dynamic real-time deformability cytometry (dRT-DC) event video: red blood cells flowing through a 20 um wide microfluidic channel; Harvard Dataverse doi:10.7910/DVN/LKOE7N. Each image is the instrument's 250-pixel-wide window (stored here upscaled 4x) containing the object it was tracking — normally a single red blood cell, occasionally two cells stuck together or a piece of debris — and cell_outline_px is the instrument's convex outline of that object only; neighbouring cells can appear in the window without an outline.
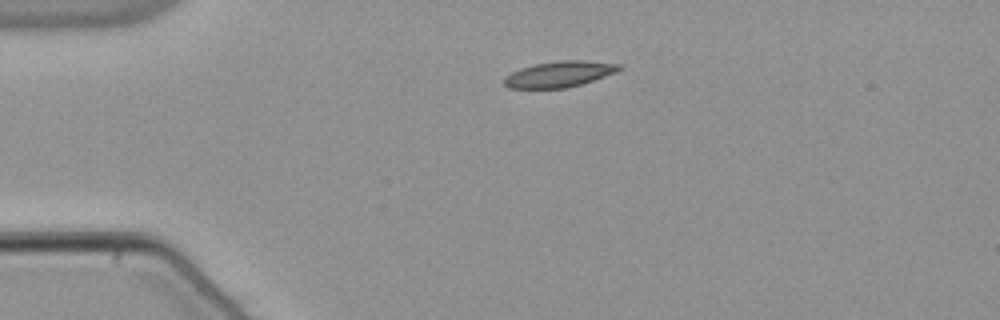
{"species": "common noctule bat (a hibernating species)", "species_latin": "Nyctalus noctula", "temperature_condition": "warm", "stored_images_in_passage": 42, "camera_frame_rate_fps": 3000, "um_per_image_px": 0.085, "animal": {"sex": "male", "body_mass_g": 21.5, "forearm_length_mm": 52.0}, "frame": {"image": 1, "passage_image": 1, "time_ms": 0.0, "image_size_px": [1000, 320], "cell_outline_px": [[624, 68], [616, 72], [568, 88], [508, 88], [504, 84], [504, 76], [520, 68], [536, 64], [560, 60], [584, 60], [620, 64]], "centroid_in_image_um": [47.54, 6.3], "position_along_channel_um": 37.5, "area_um2": 17.28}}
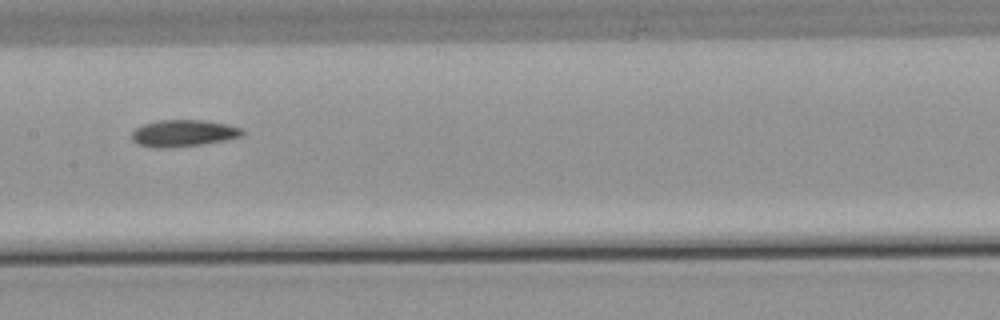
{"frame": {"image": 2, "passage_image": 16, "time_ms": 5.0, "image_size_px": [1000, 320], "cell_outline_px": [[244, 132], [240, 136], [224, 140], [204, 144], [168, 148], [156, 148], [136, 144], [132, 140], [132, 132], [136, 128], [144, 124], [156, 120], [204, 120], [228, 124], [244, 128]], "centroid_in_image_um": [15.58, 11.32], "position_along_channel_um": 191.8, "area_um2": 17.4}}
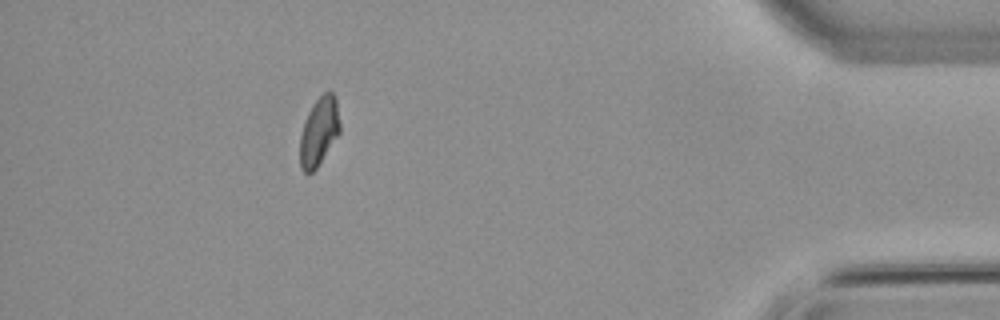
{"frame": {"image": 3, "passage_image": 37, "time_ms": 12.0, "image_size_px": [1000, 320], "cell_outline_px": [[340, 132], [316, 168], [312, 172], [304, 172], [300, 168], [300, 136], [308, 112], [312, 104], [328, 88], [332, 92], [336, 100], [340, 124]], "centroid_in_image_um": [27.12, 11.15], "position_along_channel_um": 408.1, "area_um2": 15.78}}